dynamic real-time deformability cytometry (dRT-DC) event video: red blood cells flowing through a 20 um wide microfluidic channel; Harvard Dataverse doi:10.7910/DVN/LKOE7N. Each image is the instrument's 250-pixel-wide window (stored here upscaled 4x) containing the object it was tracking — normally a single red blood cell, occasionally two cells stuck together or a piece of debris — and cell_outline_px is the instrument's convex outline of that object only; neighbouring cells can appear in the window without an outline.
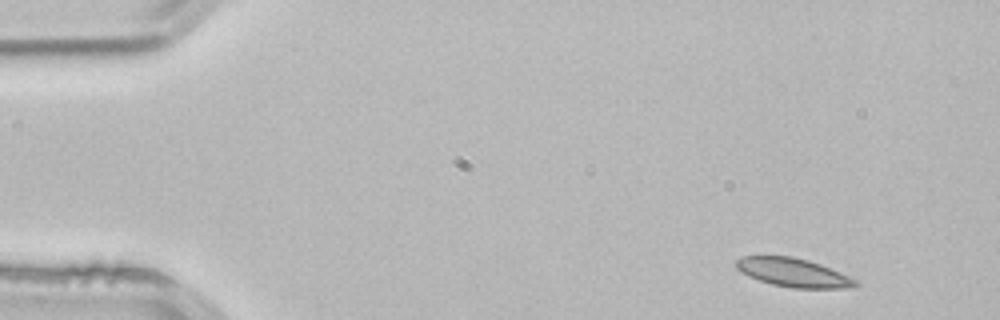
{"species": "common noctule bat (a hibernating species)", "species_latin": "Nyctalus noctula", "temperature_condition": "room temperature", "stored_images_in_passage": 3, "camera_frame_rate_fps": 3000, "um_per_image_px": 0.085, "animal": {"sex": "male", "body_mass_g": 21.5, "forearm_length_mm": 52.0}, "frame": {"image": 1, "passage_image": 1, "time_ms": 0.0, "image_size_px": [1000, 320], "cell_outline_px": [[860, 284], [848, 288], [792, 288], [772, 284], [748, 276], [740, 272], [736, 268], [736, 260], [744, 256], [792, 256], [808, 260], [820, 264], [848, 276], [856, 280]], "centroid_in_image_um": [67.41, 23.17], "position_along_channel_um": 17.6, "area_um2": 19.77}}
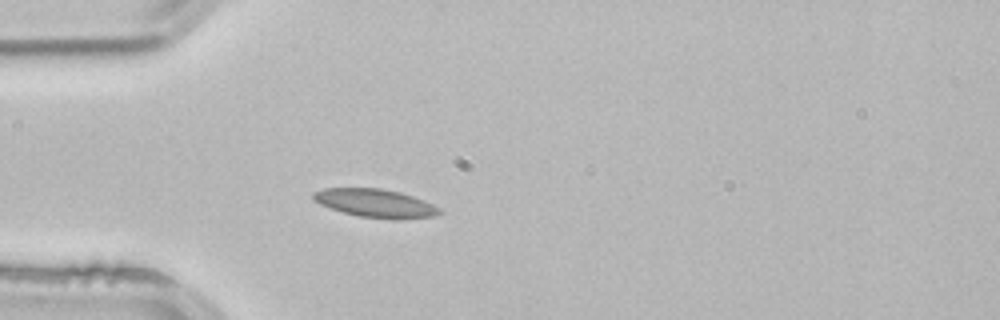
{"frame": {"image": 2, "passage_image": 3, "time_ms": 0.667, "image_size_px": [1000, 320], "cell_outline_px": [[440, 212], [436, 216], [400, 220], [392, 220], [360, 216], [344, 212], [320, 204], [312, 196], [312, 192], [324, 188], [380, 188], [400, 192], [412, 196], [432, 204], [440, 208]], "centroid_in_image_um": [31.93, 17.28], "position_along_channel_um": 53.1, "area_um2": 20.75}}